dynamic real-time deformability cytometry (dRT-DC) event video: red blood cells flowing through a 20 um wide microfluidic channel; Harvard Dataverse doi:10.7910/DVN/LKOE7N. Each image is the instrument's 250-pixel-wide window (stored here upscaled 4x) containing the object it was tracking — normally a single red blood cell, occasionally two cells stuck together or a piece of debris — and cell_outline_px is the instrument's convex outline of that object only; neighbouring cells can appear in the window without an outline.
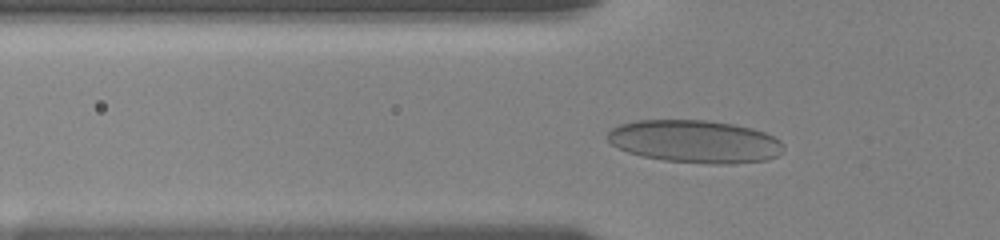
{"species": "human", "species_latin": "Homo sapiens", "temperature_condition": "room temperature", "stored_images_in_passage": 8, "camera_frame_rate_fps": 3000, "um_per_image_px": 0.085, "donor": {"sex": "female"}, "frame": {"image": 1, "passage_image": 5, "time_ms": 2.333, "image_size_px": [1000, 240], "cell_outline_px": [[784, 152], [768, 160], [732, 164], [712, 164], [664, 160], [640, 156], [628, 152], [612, 144], [604, 136], [612, 128], [620, 124], [636, 120], [708, 120], [732, 124], [752, 128], [764, 132], [780, 140], [784, 144]], "centroid_in_image_um": [59.08, 12.03], "position_along_channel_um": 66.7, "area_um2": 44.1}}
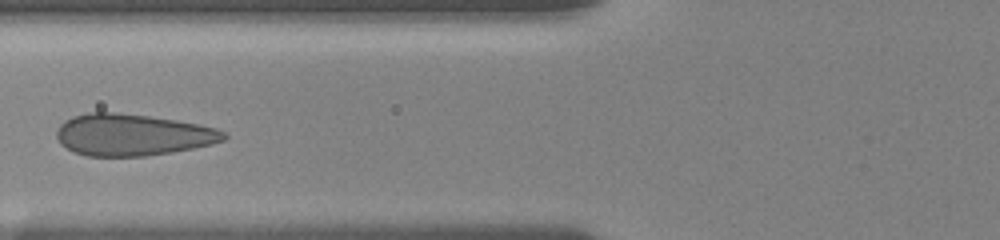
{"frame": {"image": 2, "passage_image": 7, "time_ms": 3.667, "image_size_px": [1000, 240], "cell_outline_px": [[228, 136], [224, 140], [212, 144], [172, 152], [144, 156], [88, 156], [72, 152], [60, 144], [56, 136], [56, 132], [60, 124], [64, 120], [72, 116], [88, 112], [116, 112], [148, 116], [176, 120], [216, 128], [224, 132]], "centroid_in_image_um": [11.21, 11.46], "position_along_channel_um": 114.6, "area_um2": 40.69}}